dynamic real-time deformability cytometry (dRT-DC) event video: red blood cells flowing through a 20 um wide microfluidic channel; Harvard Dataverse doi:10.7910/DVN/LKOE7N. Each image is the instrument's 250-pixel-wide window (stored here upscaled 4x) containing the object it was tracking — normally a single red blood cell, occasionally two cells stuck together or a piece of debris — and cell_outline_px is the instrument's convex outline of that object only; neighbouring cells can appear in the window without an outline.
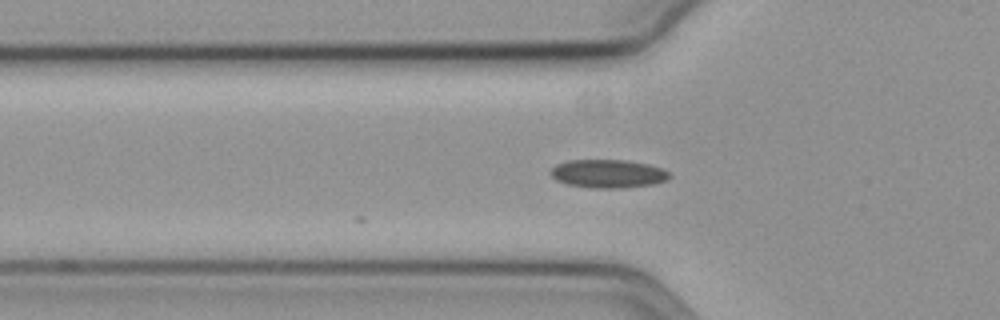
{"species": "common noctule bat (a hibernating species)", "species_latin": "Nyctalus noctula", "temperature_condition": "cold", "stored_images_in_passage": 8, "camera_frame_rate_fps": 3000, "um_per_image_px": 0.085, "animal": {"sex": "female", "body_mass_g": 19.3, "forearm_length_mm": 54.1}, "frame": {"image": 1, "passage_image": 3, "time_ms": 0.667, "image_size_px": [1000, 320], "cell_outline_px": [[672, 176], [668, 180], [652, 184], [620, 188], [588, 188], [568, 184], [556, 180], [548, 172], [556, 164], [568, 160], [624, 160], [648, 164], [664, 168]], "centroid_in_image_um": [51.68, 14.76], "position_along_channel_um": 74.1, "area_um2": 19.77}}
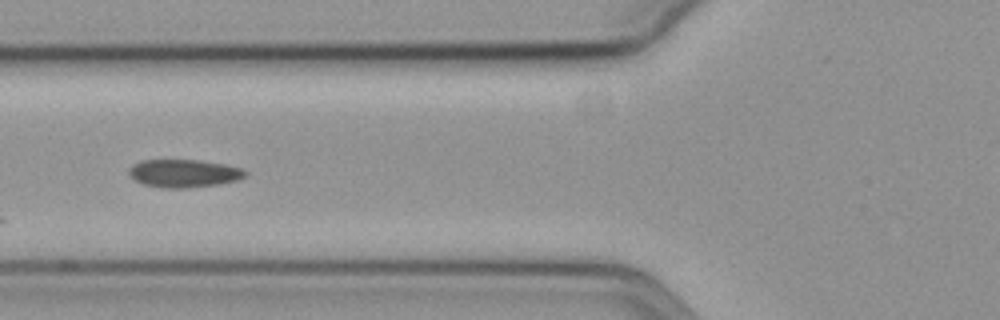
{"frame": {"image": 2, "passage_image": 6, "time_ms": 1.667, "image_size_px": [1000, 320], "cell_outline_px": [[248, 176], [236, 180], [216, 184], [188, 188], [160, 188], [144, 184], [136, 180], [128, 172], [128, 168], [132, 164], [144, 160], [200, 160], [224, 164], [244, 168], [248, 172]], "centroid_in_image_um": [15.66, 14.73], "position_along_channel_um": 110.1, "area_um2": 19.02}}